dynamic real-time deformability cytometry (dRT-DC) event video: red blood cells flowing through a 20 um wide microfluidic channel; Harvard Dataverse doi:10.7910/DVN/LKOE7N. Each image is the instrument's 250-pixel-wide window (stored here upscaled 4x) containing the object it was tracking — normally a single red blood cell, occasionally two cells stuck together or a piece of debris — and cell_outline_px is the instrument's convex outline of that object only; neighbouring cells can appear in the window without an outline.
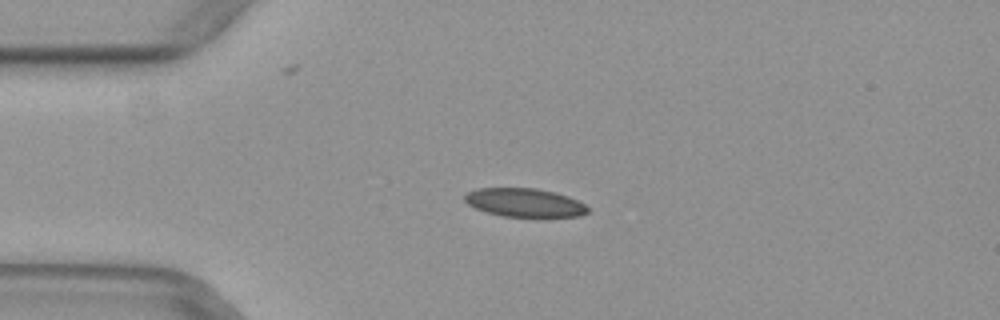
{"species": "common noctule bat (a hibernating species)", "species_latin": "Nyctalus noctula", "temperature_condition": "warm", "stored_images_in_passage": 41, "camera_frame_rate_fps": 3000, "um_per_image_px": 0.085, "animal": {"sex": "female", "body_mass_g": 29.2, "forearm_length_mm": 56.3}, "frame": {"image": 1, "passage_image": 2, "time_ms": 0.333, "image_size_px": [1000, 320], "cell_outline_px": [[588, 212], [580, 216], [500, 216], [476, 208], [468, 204], [464, 200], [464, 196], [468, 192], [476, 188], [536, 188], [556, 192], [568, 196], [584, 204], [588, 208]], "centroid_in_image_um": [44.57, 17.21], "position_along_channel_um": 40.4, "area_um2": 20.29}}
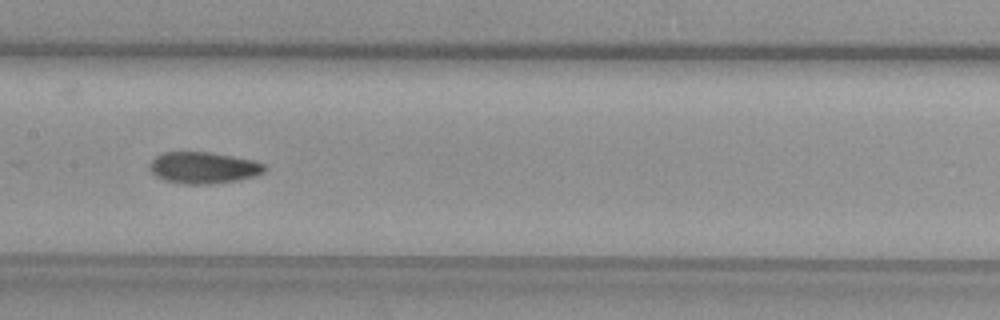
{"frame": {"image": 2, "passage_image": 15, "time_ms": 4.667, "image_size_px": [1000, 320], "cell_outline_px": [[268, 168], [264, 172], [256, 176], [240, 180], [212, 184], [184, 184], [164, 180], [156, 176], [148, 168], [148, 164], [156, 156], [164, 152], [208, 152], [232, 156], [252, 160], [264, 164]], "centroid_in_image_um": [17.3, 14.26], "position_along_channel_um": 190.1, "area_um2": 21.27}}
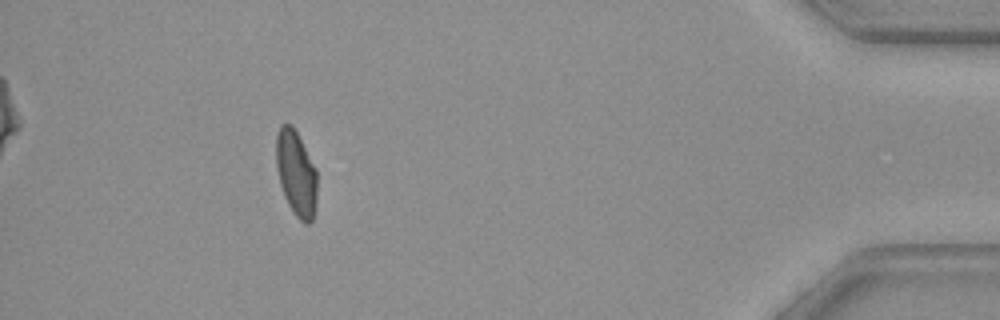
{"frame": {"image": 3, "passage_image": 36, "time_ms": 11.667, "image_size_px": [1000, 320], "cell_outline_px": [[316, 204], [312, 220], [308, 224], [304, 224], [292, 212], [284, 196], [280, 184], [276, 168], [276, 132], [280, 124], [292, 124], [316, 168]], "centroid_in_image_um": [25.15, 14.73], "position_along_channel_um": 410.0, "area_um2": 20.52}}